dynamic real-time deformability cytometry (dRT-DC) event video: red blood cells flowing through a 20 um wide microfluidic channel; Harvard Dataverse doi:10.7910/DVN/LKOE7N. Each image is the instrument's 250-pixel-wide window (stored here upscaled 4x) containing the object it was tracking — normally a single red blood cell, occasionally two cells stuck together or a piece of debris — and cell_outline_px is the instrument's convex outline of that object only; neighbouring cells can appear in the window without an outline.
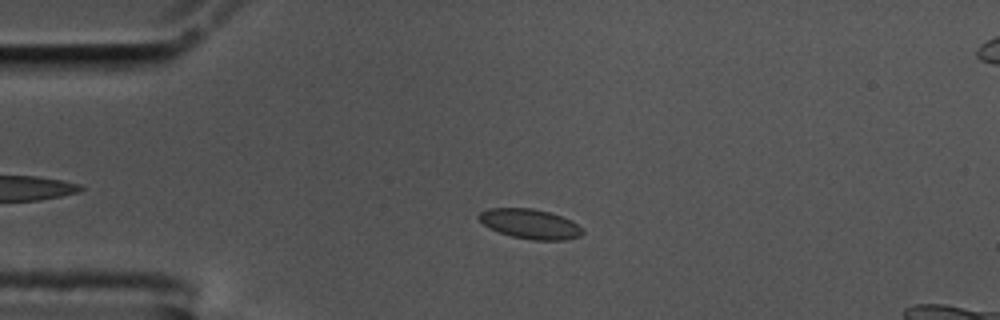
{"species": "common noctule bat (a hibernating species)", "species_latin": "Nyctalus noctula", "temperature_condition": "cold", "stored_images_in_passage": 58, "segment_of_instrument_passage": [1, 2], "camera_frame_rate_fps": 3000, "um_per_image_px": 0.085, "animal": {"sex": "male", "body_mass_g": 17.5, "forearm_length_mm": 52.3}, "frame": {"image": 1, "passage_image": 13, "time_ms": 4.0, "image_size_px": [1000, 320], "cell_outline_px": [[584, 232], [580, 236], [564, 240], [532, 240], [512, 236], [488, 228], [476, 216], [480, 212], [488, 208], [532, 208], [548, 212], [572, 220]], "centroid_in_image_um": [45.03, 19.03], "position_along_channel_um": 40.0, "area_um2": 17.86}}
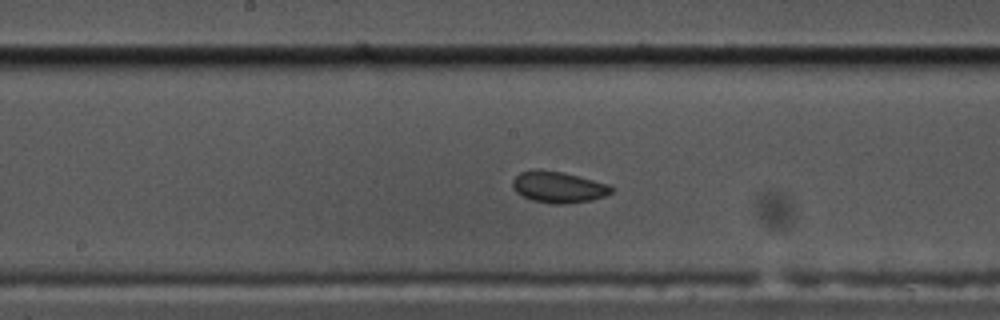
{"frame": {"image": 2, "passage_image": 29, "time_ms": 9.333, "image_size_px": [1000, 320], "cell_outline_px": [[616, 188], [612, 192], [604, 196], [592, 200], [568, 204], [552, 204], [532, 200], [516, 192], [512, 188], [512, 180], [520, 172], [532, 168], [540, 168], [564, 172], [608, 184]], "centroid_in_image_um": [47.45, 15.89], "position_along_channel_um": 200.8, "area_um2": 18.38}}
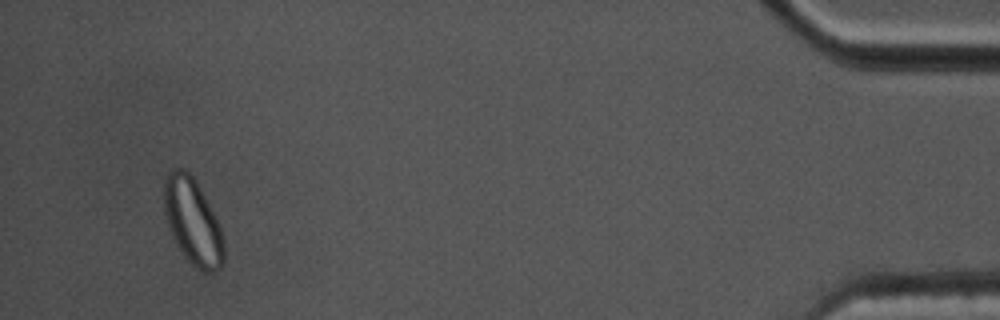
{"frame": {"image": 3, "passage_image": 54, "time_ms": 17.667, "image_size_px": [1000, 320], "cell_outline_px": [[224, 264], [220, 268], [212, 272], [204, 272], [196, 268], [184, 256], [172, 236], [164, 212], [164, 176], [172, 168], [184, 168], [196, 180], [220, 228], [224, 244]], "centroid_in_image_um": [16.36, 18.82], "position_along_channel_um": 418.8, "area_um2": 29.82}}